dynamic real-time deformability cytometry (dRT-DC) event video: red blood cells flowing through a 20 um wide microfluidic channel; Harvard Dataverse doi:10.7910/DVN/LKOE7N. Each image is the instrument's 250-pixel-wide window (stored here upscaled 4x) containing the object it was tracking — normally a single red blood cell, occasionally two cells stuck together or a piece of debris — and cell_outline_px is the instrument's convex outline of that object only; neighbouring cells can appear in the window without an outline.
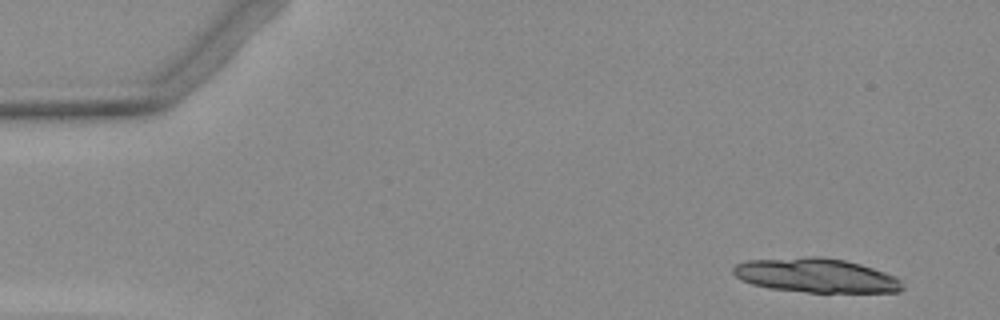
{"species": "Egyptian fruit bat (a non-hibernating species)", "species_latin": "Rousettus aegyptiacus", "temperature_condition": "warm", "stored_images_in_passage": 5, "segment_of_instrument_passage": [2, 2], "camera_frame_rate_fps": 3000, "um_per_image_px": 0.085, "animal": {"sex": "female"}, "frame": {"image": 1, "passage_image": 5, "time_ms": 4.667, "image_size_px": [1000, 320], "cell_outline_px": [[904, 288], [900, 292], [808, 292], [768, 288], [752, 284], [740, 280], [732, 272], [732, 268], [736, 264], [748, 260], [804, 256], [820, 256], [844, 260], [860, 264], [896, 276], [900, 280]], "centroid_in_image_um": [69.34, 23.41], "position_along_channel_um": 15.7, "area_um2": 33.87}}